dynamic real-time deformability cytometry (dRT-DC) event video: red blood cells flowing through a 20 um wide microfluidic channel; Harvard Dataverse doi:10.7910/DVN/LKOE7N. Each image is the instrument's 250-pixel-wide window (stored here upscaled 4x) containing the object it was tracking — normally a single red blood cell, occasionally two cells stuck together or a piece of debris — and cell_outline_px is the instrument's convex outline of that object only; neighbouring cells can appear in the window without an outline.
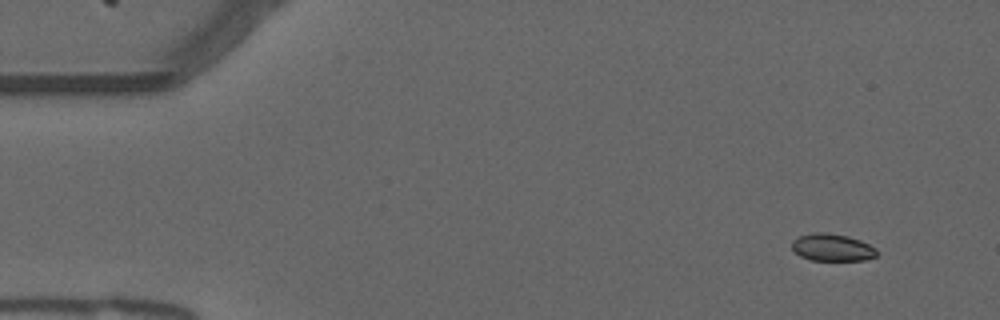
{"species": "common noctule bat (a hibernating species)", "species_latin": "Nyctalus noctula", "temperature_condition": "warm", "stored_images_in_passage": 51, "camera_frame_rate_fps": 3000, "um_per_image_px": 0.085, "animal": {"sex": "male", "forearm_length_mm": 52.5}, "frame": {"image": 1, "passage_image": 1, "time_ms": 0.0, "image_size_px": [1000, 320], "cell_outline_px": [[876, 256], [864, 260], [812, 260], [800, 256], [792, 248], [792, 240], [800, 236], [816, 232], [820, 232], [848, 236], [860, 240], [876, 248]], "centroid_in_image_um": [70.73, 21.03], "position_along_channel_um": 14.3, "area_um2": 13.29}}
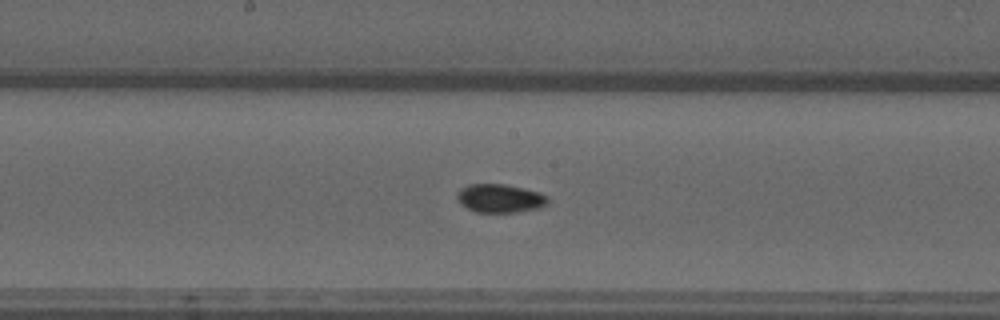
{"frame": {"image": 2, "passage_image": 25, "time_ms": 8.0, "image_size_px": [1000, 320], "cell_outline_px": [[548, 204], [540, 208], [516, 212], [476, 212], [460, 204], [456, 200], [456, 192], [460, 188], [468, 184], [504, 184], [524, 188], [540, 192], [548, 196]], "centroid_in_image_um": [42.48, 16.85], "position_along_channel_um": 205.7, "area_um2": 15.32}}
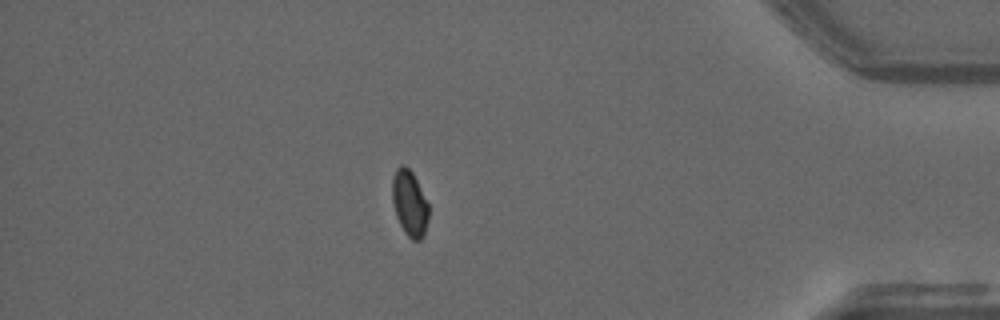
{"frame": {"image": 3, "passage_image": 44, "time_ms": 14.333, "image_size_px": [1000, 320], "cell_outline_px": [[428, 220], [424, 236], [420, 240], [412, 240], [404, 232], [396, 216], [392, 200], [392, 180], [396, 168], [400, 164], [404, 164], [412, 172], [428, 204]], "centroid_in_image_um": [34.8, 17.28], "position_along_channel_um": 400.4, "area_um2": 13.93}}